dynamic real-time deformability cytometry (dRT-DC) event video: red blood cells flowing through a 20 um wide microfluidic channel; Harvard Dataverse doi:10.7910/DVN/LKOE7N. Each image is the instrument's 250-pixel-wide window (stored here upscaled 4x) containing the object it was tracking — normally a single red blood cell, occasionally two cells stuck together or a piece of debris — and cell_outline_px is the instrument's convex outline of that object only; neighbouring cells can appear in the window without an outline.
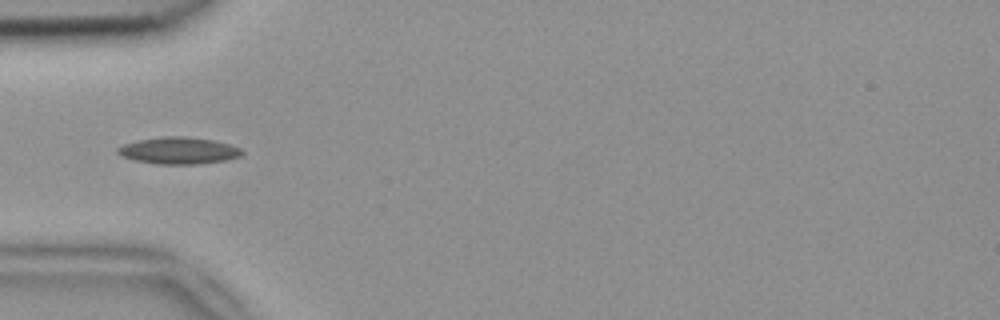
{"species": "common noctule bat (a hibernating species)", "species_latin": "Nyctalus noctula", "temperature_condition": "room temperature", "stored_images_in_passage": 4, "camera_frame_rate_fps": 3000, "um_per_image_px": 0.085, "animal": {"sex": "female", "body_mass_g": 18.4}, "frame": {"image": 1, "passage_image": 4, "time_ms": 1.0, "image_size_px": [1000, 320], "cell_outline_px": [[244, 152], [240, 156], [228, 160], [196, 164], [156, 164], [132, 160], [116, 152], [116, 148], [124, 144], [140, 140], [164, 136], [184, 136], [212, 140], [228, 144], [240, 148]], "centroid_in_image_um": [15.18, 12.81], "position_along_channel_um": 69.8, "area_um2": 19.36}}